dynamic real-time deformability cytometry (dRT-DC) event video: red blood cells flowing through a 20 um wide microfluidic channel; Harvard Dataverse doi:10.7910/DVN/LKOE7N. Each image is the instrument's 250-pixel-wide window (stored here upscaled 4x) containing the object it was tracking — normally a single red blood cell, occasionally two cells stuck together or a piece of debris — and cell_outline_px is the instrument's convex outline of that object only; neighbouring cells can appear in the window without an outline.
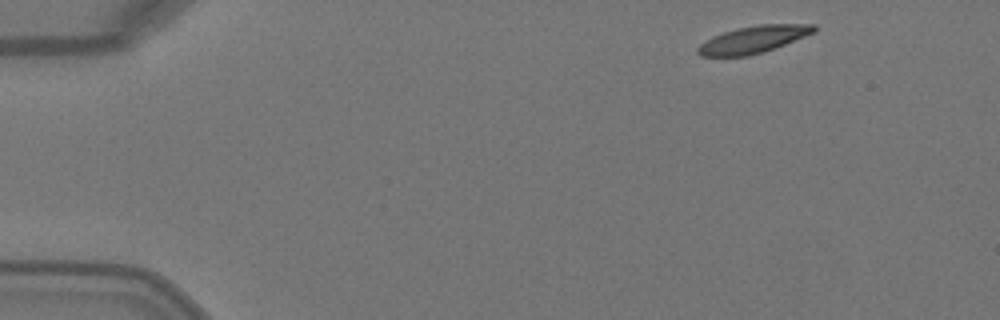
{"species": "Egyptian fruit bat (a non-hibernating species)", "species_latin": "Rousettus aegyptiacus", "temperature_condition": "warm", "stored_images_in_passage": 5, "camera_frame_rate_fps": 3000, "um_per_image_px": 0.085, "animal": {"sex": "female"}, "frame": {"image": 1, "passage_image": 1, "time_ms": 0.0, "image_size_px": [1000, 320], "cell_outline_px": [[816, 32], [784, 44], [748, 56], [700, 56], [696, 52], [696, 48], [700, 44], [712, 36], [736, 28], [760, 24], [816, 24]], "centroid_in_image_um": [64.01, 3.34], "position_along_channel_um": 21.0, "area_um2": 18.21}}
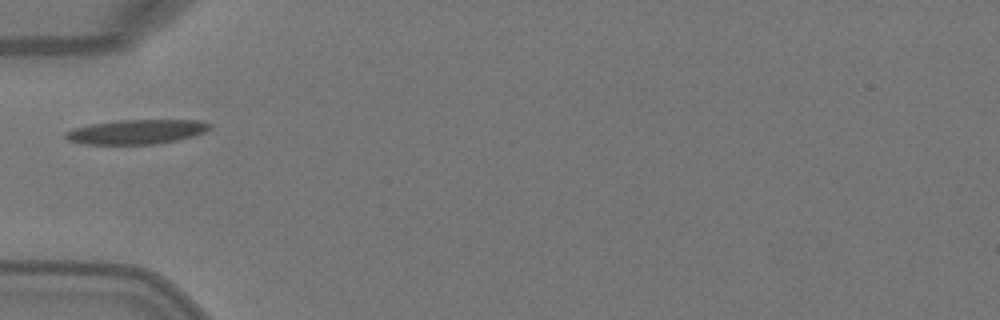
{"frame": {"image": 2, "passage_image": 4, "time_ms": 1.0, "image_size_px": [1000, 320], "cell_outline_px": [[212, 128], [196, 136], [156, 144], [84, 144], [68, 140], [64, 136], [64, 132], [76, 128], [92, 124], [120, 120], [200, 120], [212, 124]], "centroid_in_image_um": [11.66, 11.2], "position_along_channel_um": 73.3, "area_um2": 20.58}}
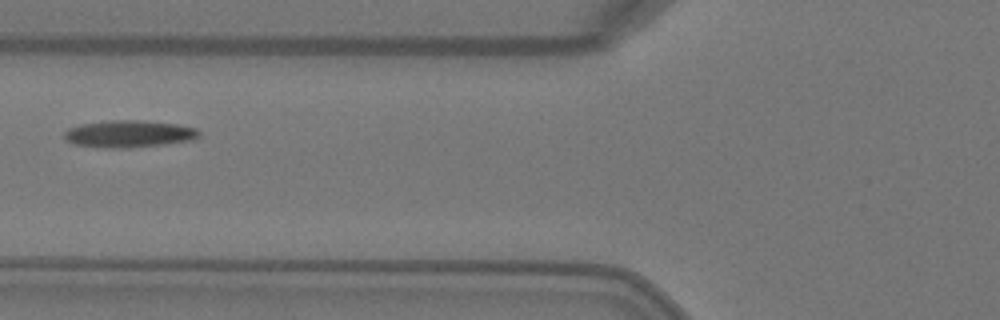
{"frame": {"image": 3, "passage_image": 5, "time_ms": 1.333, "image_size_px": [1000, 320], "cell_outline_px": [[200, 136], [188, 140], [164, 144], [120, 148], [108, 148], [76, 144], [68, 140], [64, 136], [64, 132], [68, 128], [80, 124], [108, 120], [140, 120], [176, 124], [196, 128], [200, 132]], "centroid_in_image_um": [10.94, 11.36], "position_along_channel_um": 114.9, "area_um2": 20.98}}